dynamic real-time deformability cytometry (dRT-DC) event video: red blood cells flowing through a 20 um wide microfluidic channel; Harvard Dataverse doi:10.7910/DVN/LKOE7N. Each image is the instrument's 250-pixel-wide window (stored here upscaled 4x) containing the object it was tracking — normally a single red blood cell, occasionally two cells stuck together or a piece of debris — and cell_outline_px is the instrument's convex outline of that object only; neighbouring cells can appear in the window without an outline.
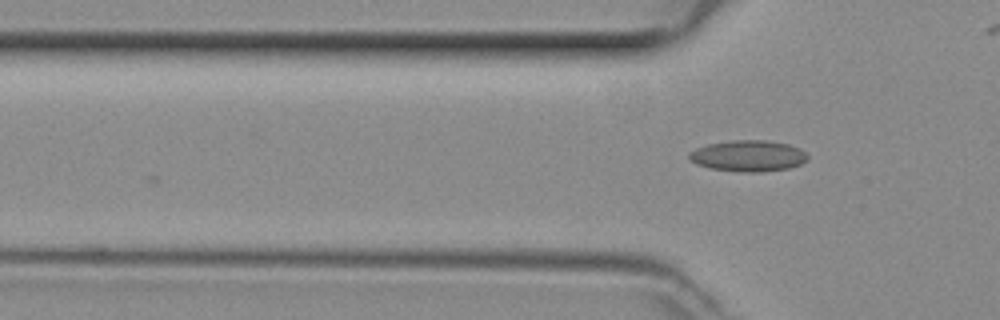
{"species": "common noctule bat (a hibernating species)", "species_latin": "Nyctalus noctula", "temperature_condition": "room temperature", "stored_images_in_passage": 5, "camera_frame_rate_fps": 3000, "um_per_image_px": 0.085, "animal": {"sex": "female", "body_mass_g": 29.2, "forearm_length_mm": 56.3}, "frame": {"image": 1, "passage_image": 5, "time_ms": 1.333, "image_size_px": [1000, 320], "cell_outline_px": [[808, 160], [800, 164], [788, 168], [760, 172], [744, 172], [708, 168], [696, 164], [688, 156], [688, 152], [696, 148], [708, 144], [732, 140], [768, 140], [788, 144], [800, 148], [808, 156]], "centroid_in_image_um": [63.59, 13.24], "position_along_channel_um": 62.2, "area_um2": 21.56}}